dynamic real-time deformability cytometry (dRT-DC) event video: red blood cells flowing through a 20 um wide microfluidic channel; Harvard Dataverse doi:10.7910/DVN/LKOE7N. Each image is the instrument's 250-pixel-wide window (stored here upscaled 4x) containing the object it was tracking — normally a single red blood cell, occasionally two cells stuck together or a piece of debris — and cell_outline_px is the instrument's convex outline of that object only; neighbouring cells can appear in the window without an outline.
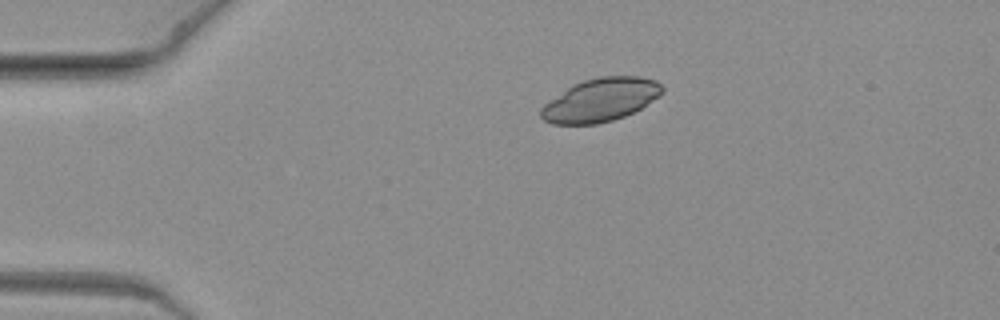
{"species": "common noctule bat (a hibernating species)", "species_latin": "Nyctalus noctula", "temperature_condition": "warm", "stored_images_in_passage": 4, "camera_frame_rate_fps": 3000, "um_per_image_px": 0.085, "animal": {"sex": "female", "body_mass_g": 19.3, "forearm_length_mm": 54.1}, "frame": {"image": 1, "passage_image": 1, "time_ms": 0.0, "image_size_px": [1000, 320], "cell_outline_px": [[664, 92], [660, 96], [640, 108], [624, 116], [612, 120], [596, 124], [552, 124], [544, 120], [540, 116], [540, 108], [548, 100], [572, 84], [584, 80], [600, 76], [640, 76], [656, 80], [664, 88]], "centroid_in_image_um": [51.03, 8.48], "position_along_channel_um": 34.0, "area_um2": 30.69}}